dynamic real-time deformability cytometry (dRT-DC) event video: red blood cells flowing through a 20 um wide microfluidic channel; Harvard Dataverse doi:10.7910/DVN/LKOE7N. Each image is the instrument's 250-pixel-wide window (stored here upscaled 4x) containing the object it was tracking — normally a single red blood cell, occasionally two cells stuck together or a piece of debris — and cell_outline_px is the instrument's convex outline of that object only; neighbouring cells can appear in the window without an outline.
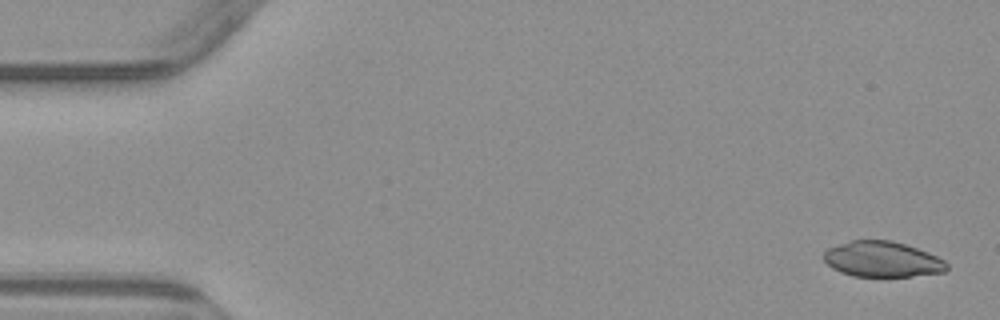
{"species": "common noctule bat (a hibernating species)", "species_latin": "Nyctalus noctula", "temperature_condition": "warm", "stored_images_in_passage": 5, "camera_frame_rate_fps": 3000, "um_per_image_px": 0.085, "animal": {"sex": "male", "body_mass_g": 23.1, "forearm_length_mm": 52.7}, "frame": {"image": 1, "passage_image": 1, "time_ms": 0.0, "image_size_px": [1000, 320], "cell_outline_px": [[948, 268], [944, 272], [912, 276], [852, 276], [840, 272], [832, 268], [824, 260], [824, 252], [828, 248], [852, 240], [892, 240], [928, 252], [944, 260], [948, 264]], "centroid_in_image_um": [75.0, 22.04], "position_along_channel_um": 10.0, "area_um2": 25.37}}
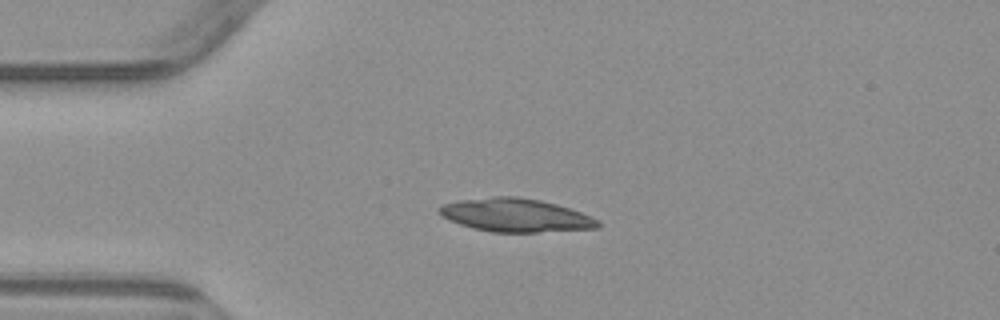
{"frame": {"image": 2, "passage_image": 4, "time_ms": 3.667, "image_size_px": [1000, 320], "cell_outline_px": [[600, 228], [536, 232], [492, 232], [472, 228], [448, 220], [440, 212], [440, 208], [444, 204], [460, 200], [492, 196], [516, 196], [540, 200], [556, 204], [580, 212], [600, 220]], "centroid_in_image_um": [43.86, 18.29], "position_along_channel_um": 41.1, "area_um2": 30.63}}